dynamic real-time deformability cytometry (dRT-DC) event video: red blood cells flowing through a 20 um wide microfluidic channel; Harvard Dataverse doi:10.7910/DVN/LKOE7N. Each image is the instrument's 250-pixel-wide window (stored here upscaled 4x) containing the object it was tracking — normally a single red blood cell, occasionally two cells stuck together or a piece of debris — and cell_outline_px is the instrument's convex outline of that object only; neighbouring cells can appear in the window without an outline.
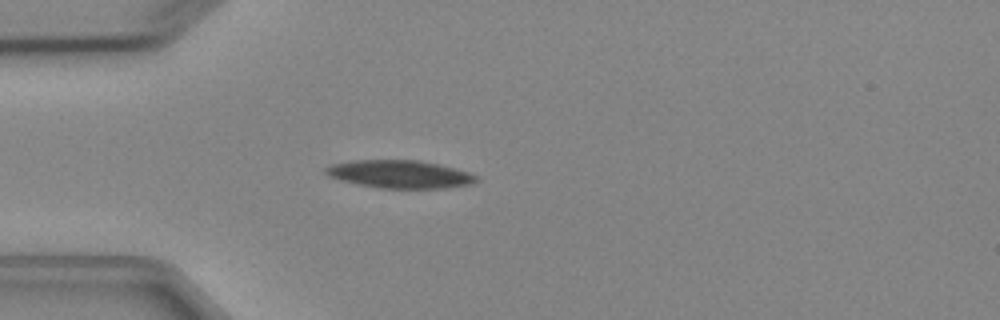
{"species": "Egyptian fruit bat (a non-hibernating species)", "species_latin": "Rousettus aegyptiacus", "temperature_condition": "cold", "stored_images_in_passage": 3, "camera_frame_rate_fps": 3000, "um_per_image_px": 0.085, "animal": {"sex": "female"}, "frame": {"image": 1, "passage_image": 3, "time_ms": 3.333, "image_size_px": [1000, 320], "cell_outline_px": [[480, 180], [472, 184], [444, 188], [380, 188], [356, 184], [340, 180], [328, 176], [324, 172], [324, 168], [332, 164], [356, 160], [416, 160], [440, 164], [468, 172], [480, 176]], "centroid_in_image_um": [34.01, 14.81], "position_along_channel_um": 51.0, "area_um2": 24.62}}